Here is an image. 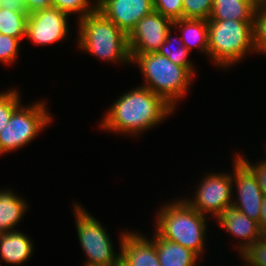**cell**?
Wrapping results in <instances>:
<instances>
[{
	"mask_svg": "<svg viewBox=\"0 0 266 266\" xmlns=\"http://www.w3.org/2000/svg\"><path fill=\"white\" fill-rule=\"evenodd\" d=\"M154 11L172 21L183 18V0H153Z\"/></svg>",
	"mask_w": 266,
	"mask_h": 266,
	"instance_id": "cell-28",
	"label": "cell"
},
{
	"mask_svg": "<svg viewBox=\"0 0 266 266\" xmlns=\"http://www.w3.org/2000/svg\"><path fill=\"white\" fill-rule=\"evenodd\" d=\"M161 266H198L199 256L180 244L161 238L156 232L153 236Z\"/></svg>",
	"mask_w": 266,
	"mask_h": 266,
	"instance_id": "cell-16",
	"label": "cell"
},
{
	"mask_svg": "<svg viewBox=\"0 0 266 266\" xmlns=\"http://www.w3.org/2000/svg\"><path fill=\"white\" fill-rule=\"evenodd\" d=\"M77 46L102 61L131 66L128 35L97 9L78 22ZM130 62V63H129Z\"/></svg>",
	"mask_w": 266,
	"mask_h": 266,
	"instance_id": "cell-4",
	"label": "cell"
},
{
	"mask_svg": "<svg viewBox=\"0 0 266 266\" xmlns=\"http://www.w3.org/2000/svg\"><path fill=\"white\" fill-rule=\"evenodd\" d=\"M240 257L245 266H266V235L255 241Z\"/></svg>",
	"mask_w": 266,
	"mask_h": 266,
	"instance_id": "cell-26",
	"label": "cell"
},
{
	"mask_svg": "<svg viewBox=\"0 0 266 266\" xmlns=\"http://www.w3.org/2000/svg\"><path fill=\"white\" fill-rule=\"evenodd\" d=\"M0 3L15 4L21 6V0H0Z\"/></svg>",
	"mask_w": 266,
	"mask_h": 266,
	"instance_id": "cell-33",
	"label": "cell"
},
{
	"mask_svg": "<svg viewBox=\"0 0 266 266\" xmlns=\"http://www.w3.org/2000/svg\"><path fill=\"white\" fill-rule=\"evenodd\" d=\"M158 211L154 232L165 240L192 250L199 257L205 253V233L209 217L192 208L184 199L162 205Z\"/></svg>",
	"mask_w": 266,
	"mask_h": 266,
	"instance_id": "cell-2",
	"label": "cell"
},
{
	"mask_svg": "<svg viewBox=\"0 0 266 266\" xmlns=\"http://www.w3.org/2000/svg\"><path fill=\"white\" fill-rule=\"evenodd\" d=\"M172 28L173 21L161 13L153 11L144 16L128 34L130 54L158 52Z\"/></svg>",
	"mask_w": 266,
	"mask_h": 266,
	"instance_id": "cell-11",
	"label": "cell"
},
{
	"mask_svg": "<svg viewBox=\"0 0 266 266\" xmlns=\"http://www.w3.org/2000/svg\"><path fill=\"white\" fill-rule=\"evenodd\" d=\"M121 257L128 266H161L153 240L136 231L120 234Z\"/></svg>",
	"mask_w": 266,
	"mask_h": 266,
	"instance_id": "cell-14",
	"label": "cell"
},
{
	"mask_svg": "<svg viewBox=\"0 0 266 266\" xmlns=\"http://www.w3.org/2000/svg\"><path fill=\"white\" fill-rule=\"evenodd\" d=\"M21 6L28 13L52 7V0H21Z\"/></svg>",
	"mask_w": 266,
	"mask_h": 266,
	"instance_id": "cell-30",
	"label": "cell"
},
{
	"mask_svg": "<svg viewBox=\"0 0 266 266\" xmlns=\"http://www.w3.org/2000/svg\"><path fill=\"white\" fill-rule=\"evenodd\" d=\"M109 266H128V264L120 256L115 262L111 263Z\"/></svg>",
	"mask_w": 266,
	"mask_h": 266,
	"instance_id": "cell-32",
	"label": "cell"
},
{
	"mask_svg": "<svg viewBox=\"0 0 266 266\" xmlns=\"http://www.w3.org/2000/svg\"><path fill=\"white\" fill-rule=\"evenodd\" d=\"M254 173L257 178L258 184L266 196V159L259 161L257 164H253L246 159L243 155L236 154Z\"/></svg>",
	"mask_w": 266,
	"mask_h": 266,
	"instance_id": "cell-29",
	"label": "cell"
},
{
	"mask_svg": "<svg viewBox=\"0 0 266 266\" xmlns=\"http://www.w3.org/2000/svg\"><path fill=\"white\" fill-rule=\"evenodd\" d=\"M28 13L22 6L0 3V31L17 39L26 36V22Z\"/></svg>",
	"mask_w": 266,
	"mask_h": 266,
	"instance_id": "cell-20",
	"label": "cell"
},
{
	"mask_svg": "<svg viewBox=\"0 0 266 266\" xmlns=\"http://www.w3.org/2000/svg\"><path fill=\"white\" fill-rule=\"evenodd\" d=\"M258 4L259 3H263V2H266V0H255Z\"/></svg>",
	"mask_w": 266,
	"mask_h": 266,
	"instance_id": "cell-34",
	"label": "cell"
},
{
	"mask_svg": "<svg viewBox=\"0 0 266 266\" xmlns=\"http://www.w3.org/2000/svg\"><path fill=\"white\" fill-rule=\"evenodd\" d=\"M254 50L266 54V2L257 4L254 16Z\"/></svg>",
	"mask_w": 266,
	"mask_h": 266,
	"instance_id": "cell-23",
	"label": "cell"
},
{
	"mask_svg": "<svg viewBox=\"0 0 266 266\" xmlns=\"http://www.w3.org/2000/svg\"><path fill=\"white\" fill-rule=\"evenodd\" d=\"M28 203L11 189H0V234L15 230L16 225L27 213Z\"/></svg>",
	"mask_w": 266,
	"mask_h": 266,
	"instance_id": "cell-18",
	"label": "cell"
},
{
	"mask_svg": "<svg viewBox=\"0 0 266 266\" xmlns=\"http://www.w3.org/2000/svg\"><path fill=\"white\" fill-rule=\"evenodd\" d=\"M69 15L55 7L28 14L26 36L35 45L48 46L66 40L69 34Z\"/></svg>",
	"mask_w": 266,
	"mask_h": 266,
	"instance_id": "cell-9",
	"label": "cell"
},
{
	"mask_svg": "<svg viewBox=\"0 0 266 266\" xmlns=\"http://www.w3.org/2000/svg\"><path fill=\"white\" fill-rule=\"evenodd\" d=\"M171 31L172 29L167 33L166 41L161 45L158 53L169 58L173 63L187 68L195 76V66L189 60V58H187L189 56L190 51L183 45L181 37H175L176 39L174 38L175 42H180V45L174 48L172 47L174 46V40L171 37Z\"/></svg>",
	"mask_w": 266,
	"mask_h": 266,
	"instance_id": "cell-21",
	"label": "cell"
},
{
	"mask_svg": "<svg viewBox=\"0 0 266 266\" xmlns=\"http://www.w3.org/2000/svg\"><path fill=\"white\" fill-rule=\"evenodd\" d=\"M215 221L221 225L220 227L223 226L222 228L227 230L229 235L231 234L235 239L240 238L241 241L238 242L240 245L237 246L239 255L264 235L259 223L238 211L233 205L224 208Z\"/></svg>",
	"mask_w": 266,
	"mask_h": 266,
	"instance_id": "cell-13",
	"label": "cell"
},
{
	"mask_svg": "<svg viewBox=\"0 0 266 266\" xmlns=\"http://www.w3.org/2000/svg\"><path fill=\"white\" fill-rule=\"evenodd\" d=\"M45 103L41 100L28 106L20 104L13 111L8 124L0 131V156L28 145L50 126L52 117Z\"/></svg>",
	"mask_w": 266,
	"mask_h": 266,
	"instance_id": "cell-6",
	"label": "cell"
},
{
	"mask_svg": "<svg viewBox=\"0 0 266 266\" xmlns=\"http://www.w3.org/2000/svg\"><path fill=\"white\" fill-rule=\"evenodd\" d=\"M22 39H17L8 35H0V63L13 64L19 57V47Z\"/></svg>",
	"mask_w": 266,
	"mask_h": 266,
	"instance_id": "cell-27",
	"label": "cell"
},
{
	"mask_svg": "<svg viewBox=\"0 0 266 266\" xmlns=\"http://www.w3.org/2000/svg\"><path fill=\"white\" fill-rule=\"evenodd\" d=\"M260 208H261V214H260L259 226L263 234L266 235V196H264Z\"/></svg>",
	"mask_w": 266,
	"mask_h": 266,
	"instance_id": "cell-31",
	"label": "cell"
},
{
	"mask_svg": "<svg viewBox=\"0 0 266 266\" xmlns=\"http://www.w3.org/2000/svg\"><path fill=\"white\" fill-rule=\"evenodd\" d=\"M257 4L255 0H213L209 20L254 22Z\"/></svg>",
	"mask_w": 266,
	"mask_h": 266,
	"instance_id": "cell-17",
	"label": "cell"
},
{
	"mask_svg": "<svg viewBox=\"0 0 266 266\" xmlns=\"http://www.w3.org/2000/svg\"><path fill=\"white\" fill-rule=\"evenodd\" d=\"M232 185L231 172H211L203 177L196 189V195L192 199L184 200L202 215L208 217L211 214L216 219L224 208L232 205L235 191Z\"/></svg>",
	"mask_w": 266,
	"mask_h": 266,
	"instance_id": "cell-8",
	"label": "cell"
},
{
	"mask_svg": "<svg viewBox=\"0 0 266 266\" xmlns=\"http://www.w3.org/2000/svg\"><path fill=\"white\" fill-rule=\"evenodd\" d=\"M97 10L127 35L144 16L154 11L153 0H96Z\"/></svg>",
	"mask_w": 266,
	"mask_h": 266,
	"instance_id": "cell-12",
	"label": "cell"
},
{
	"mask_svg": "<svg viewBox=\"0 0 266 266\" xmlns=\"http://www.w3.org/2000/svg\"><path fill=\"white\" fill-rule=\"evenodd\" d=\"M73 205L77 236L87 259L84 265L109 266L121 256L120 251L114 252L113 242L100 221L77 202Z\"/></svg>",
	"mask_w": 266,
	"mask_h": 266,
	"instance_id": "cell-7",
	"label": "cell"
},
{
	"mask_svg": "<svg viewBox=\"0 0 266 266\" xmlns=\"http://www.w3.org/2000/svg\"><path fill=\"white\" fill-rule=\"evenodd\" d=\"M232 164V186L237 191L236 201L233 197L232 205L238 211L245 213L250 219L259 223L261 214V204L264 194L260 188L253 171L235 154ZM237 187V188H236ZM238 199V200H237Z\"/></svg>",
	"mask_w": 266,
	"mask_h": 266,
	"instance_id": "cell-10",
	"label": "cell"
},
{
	"mask_svg": "<svg viewBox=\"0 0 266 266\" xmlns=\"http://www.w3.org/2000/svg\"><path fill=\"white\" fill-rule=\"evenodd\" d=\"M31 239L18 230L0 234V257L7 264L26 262L34 251Z\"/></svg>",
	"mask_w": 266,
	"mask_h": 266,
	"instance_id": "cell-15",
	"label": "cell"
},
{
	"mask_svg": "<svg viewBox=\"0 0 266 266\" xmlns=\"http://www.w3.org/2000/svg\"><path fill=\"white\" fill-rule=\"evenodd\" d=\"M121 95L101 119L99 126L104 131L139 136L174 112L161 96L144 86Z\"/></svg>",
	"mask_w": 266,
	"mask_h": 266,
	"instance_id": "cell-1",
	"label": "cell"
},
{
	"mask_svg": "<svg viewBox=\"0 0 266 266\" xmlns=\"http://www.w3.org/2000/svg\"><path fill=\"white\" fill-rule=\"evenodd\" d=\"M144 78V87L161 96L174 109L186 96L194 75L185 67L173 63L158 52L130 54Z\"/></svg>",
	"mask_w": 266,
	"mask_h": 266,
	"instance_id": "cell-3",
	"label": "cell"
},
{
	"mask_svg": "<svg viewBox=\"0 0 266 266\" xmlns=\"http://www.w3.org/2000/svg\"><path fill=\"white\" fill-rule=\"evenodd\" d=\"M254 50V22L208 20V57L224 69ZM227 67V68H226Z\"/></svg>",
	"mask_w": 266,
	"mask_h": 266,
	"instance_id": "cell-5",
	"label": "cell"
},
{
	"mask_svg": "<svg viewBox=\"0 0 266 266\" xmlns=\"http://www.w3.org/2000/svg\"><path fill=\"white\" fill-rule=\"evenodd\" d=\"M52 7L70 15L77 13L78 20L85 18L97 9V3L91 0H52Z\"/></svg>",
	"mask_w": 266,
	"mask_h": 266,
	"instance_id": "cell-22",
	"label": "cell"
},
{
	"mask_svg": "<svg viewBox=\"0 0 266 266\" xmlns=\"http://www.w3.org/2000/svg\"><path fill=\"white\" fill-rule=\"evenodd\" d=\"M175 27L182 32V43L189 51L195 47L208 57V20L182 18L173 21Z\"/></svg>",
	"mask_w": 266,
	"mask_h": 266,
	"instance_id": "cell-19",
	"label": "cell"
},
{
	"mask_svg": "<svg viewBox=\"0 0 266 266\" xmlns=\"http://www.w3.org/2000/svg\"><path fill=\"white\" fill-rule=\"evenodd\" d=\"M184 19L209 20L213 9V0H183Z\"/></svg>",
	"mask_w": 266,
	"mask_h": 266,
	"instance_id": "cell-25",
	"label": "cell"
},
{
	"mask_svg": "<svg viewBox=\"0 0 266 266\" xmlns=\"http://www.w3.org/2000/svg\"><path fill=\"white\" fill-rule=\"evenodd\" d=\"M15 88L0 92V131L8 124L13 111L21 104V95Z\"/></svg>",
	"mask_w": 266,
	"mask_h": 266,
	"instance_id": "cell-24",
	"label": "cell"
}]
</instances>
